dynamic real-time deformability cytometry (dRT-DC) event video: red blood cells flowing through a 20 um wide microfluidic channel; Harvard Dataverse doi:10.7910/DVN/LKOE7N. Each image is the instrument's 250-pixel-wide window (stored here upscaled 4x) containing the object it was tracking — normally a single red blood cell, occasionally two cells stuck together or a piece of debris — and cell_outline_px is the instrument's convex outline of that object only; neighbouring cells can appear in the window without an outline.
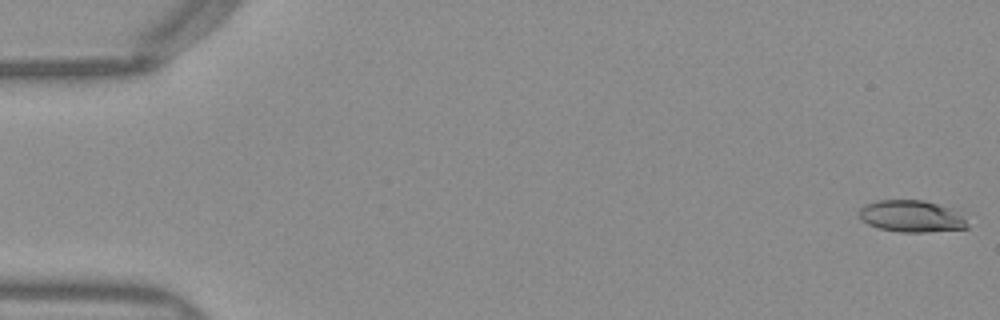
{"species": "Egyptian fruit bat (a non-hibernating species)", "species_latin": "Rousettus aegyptiacus", "temperature_condition": "warm", "stored_images_in_passage": 51, "camera_frame_rate_fps": 3000, "um_per_image_px": 0.085, "frame": {"image": 1, "passage_image": 1, "time_ms": 0.0, "image_size_px": [1000, 320], "cell_outline_px": [[968, 228], [924, 232], [900, 232], [880, 228], [868, 224], [860, 220], [860, 208], [864, 204], [876, 200], [924, 200], [948, 208], [960, 216], [968, 224]], "centroid_in_image_um": [77.4, 18.38], "position_along_channel_um": 7.6, "area_um2": 19.71}}
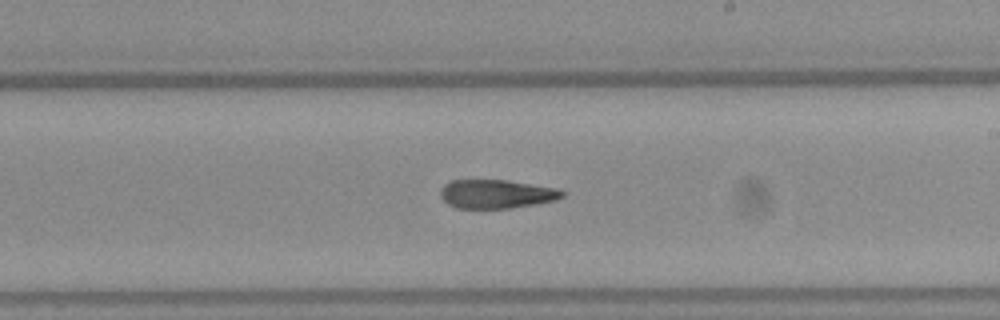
{"frame": {"image": 2, "passage_image": 30, "time_ms": 9.667, "image_size_px": [1000, 320], "cell_outline_px": [[564, 196], [556, 200], [536, 204], [512, 208], [456, 208], [448, 204], [440, 196], [440, 192], [444, 184], [452, 180], [504, 180], [556, 188], [564, 192]], "centroid_in_image_um": [42.18, 16.49], "position_along_channel_um": 246.8, "area_um2": 20.29}}
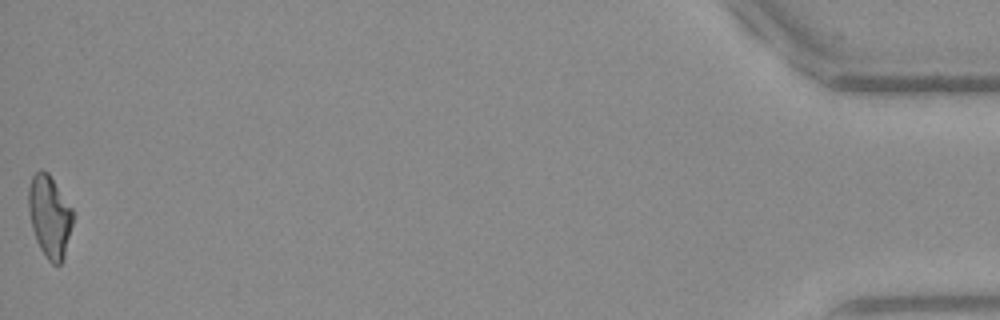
{"frame": {"image": 3, "passage_image": 51, "time_ms": 16.667, "image_size_px": [1000, 320], "cell_outline_px": [[72, 224], [64, 256], [60, 264], [52, 264], [48, 260], [40, 248], [36, 240], [32, 228], [28, 212], [28, 188], [32, 176], [40, 168], [48, 172], [72, 208]], "centroid_in_image_um": [4.19, 18.36], "position_along_channel_um": 431.0, "area_um2": 21.1}, "authors_computed_cell_mechanics": {"area_um2": 21.097, "velocity_mm_per_s": 4.0129, "shape_relaxation_time_tau1_ms": null, "shape_relaxation_time_tau2_ms": 2.8523, "deformation_change_tau1": null, "deformation_change_tau2": 0.1326}}